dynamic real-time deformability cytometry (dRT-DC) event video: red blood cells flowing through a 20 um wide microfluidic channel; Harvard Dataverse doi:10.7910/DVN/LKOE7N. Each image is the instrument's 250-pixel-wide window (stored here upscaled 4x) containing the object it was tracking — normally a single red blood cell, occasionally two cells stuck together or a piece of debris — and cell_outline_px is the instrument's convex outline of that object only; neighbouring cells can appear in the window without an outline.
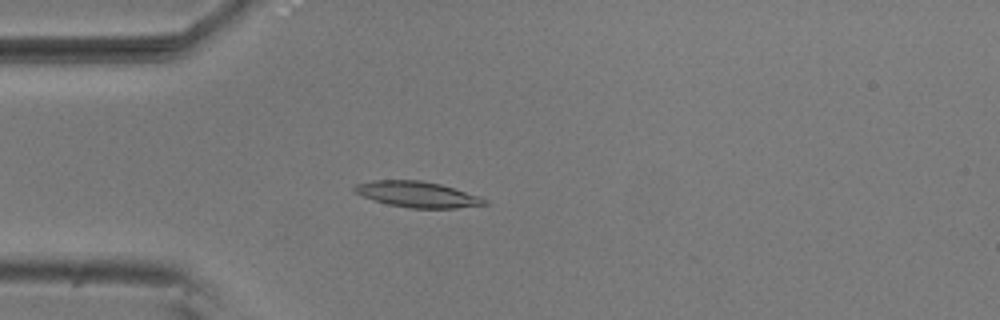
{"species": "common noctule bat (a hibernating species)", "species_latin": "Nyctalus noctula", "temperature_condition": "room temperature", "stored_images_in_passage": 4, "camera_frame_rate_fps": 3000, "um_per_image_px": 0.085, "animal": {"sex": "male", "body_mass_g": 20.5, "forearm_length_mm": 52.5}, "frame": {"image": 1, "passage_image": 4, "time_ms": 1.0, "image_size_px": [1000, 320], "cell_outline_px": [[488, 204], [456, 208], [408, 208], [388, 204], [352, 192], [352, 188], [356, 184], [372, 180], [420, 180], [440, 184], [480, 196], [488, 200]], "centroid_in_image_um": [35.47, 16.52], "position_along_channel_um": 49.5, "area_um2": 19.54}}